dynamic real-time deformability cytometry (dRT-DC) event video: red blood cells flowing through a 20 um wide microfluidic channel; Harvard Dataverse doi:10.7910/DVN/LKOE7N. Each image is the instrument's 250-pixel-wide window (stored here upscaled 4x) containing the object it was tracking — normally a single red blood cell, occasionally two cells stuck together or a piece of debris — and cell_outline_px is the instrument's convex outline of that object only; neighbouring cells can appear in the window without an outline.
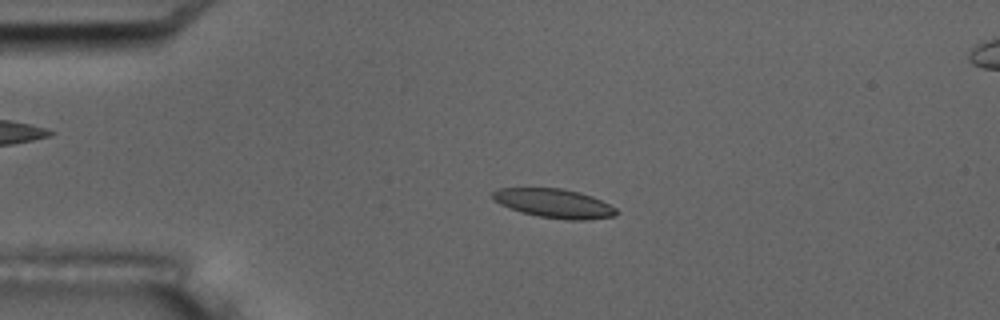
{"species": "common noctule bat (a hibernating species)", "species_latin": "Nyctalus noctula", "temperature_condition": "room temperature", "stored_images_in_passage": 44, "camera_frame_rate_fps": 3000, "um_per_image_px": 0.085, "animal": {"sex": "male", "body_mass_g": 17.5, "forearm_length_mm": 52.3}, "frame": {"image": 1, "passage_image": 1, "time_ms": 0.0, "image_size_px": [1000, 320], "cell_outline_px": [[616, 216], [584, 220], [568, 220], [536, 216], [520, 212], [500, 204], [492, 200], [492, 192], [500, 188], [560, 188], [580, 192], [592, 196], [616, 208]], "centroid_in_image_um": [47.07, 17.29], "position_along_channel_um": 37.9, "area_um2": 20.92}, "authors_computed_cell_mechanics": {"area_um2": 20.6635, "velocity_mm_per_s": 3.623, "shape_relaxation_time_tau1_ms": 4.3415, "shape_relaxation_time_tau2_ms": 3.1914, "deformation_change_tau1": 0.1, "deformation_change_tau2": 0.0827}}